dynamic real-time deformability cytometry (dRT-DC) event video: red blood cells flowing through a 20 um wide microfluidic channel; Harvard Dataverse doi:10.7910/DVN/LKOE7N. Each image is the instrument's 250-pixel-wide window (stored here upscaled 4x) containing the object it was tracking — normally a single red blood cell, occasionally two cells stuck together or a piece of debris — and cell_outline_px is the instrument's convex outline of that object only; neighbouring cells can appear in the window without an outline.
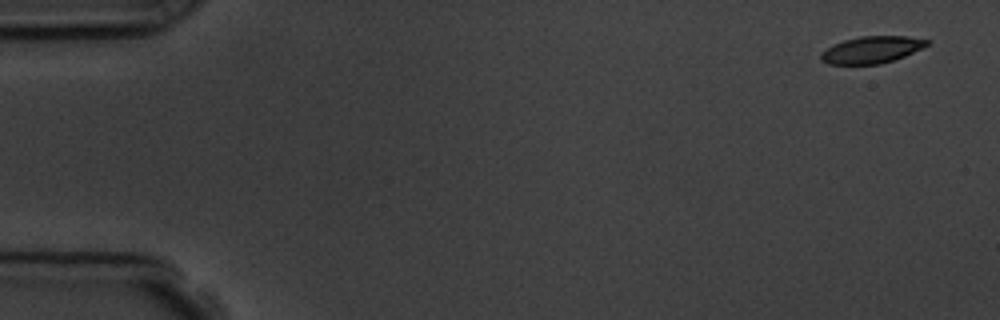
{"species": "common noctule bat (a hibernating species)", "species_latin": "Nyctalus noctula", "temperature_condition": "room temperature", "stored_images_in_passage": 5, "camera_frame_rate_fps": 3000, "um_per_image_px": 0.085, "animal": {"sex": "male", "body_mass_g": 19.5, "forearm_length_mm": 54.6}, "frame": {"image": 1, "passage_image": 1, "time_ms": 0.0, "image_size_px": [1000, 320], "cell_outline_px": [[932, 40], [928, 44], [904, 56], [880, 64], [828, 64], [820, 60], [820, 52], [844, 40], [860, 36], [908, 36]], "centroid_in_image_um": [74.08, 4.22], "position_along_channel_um": 10.9, "area_um2": 16.47}}
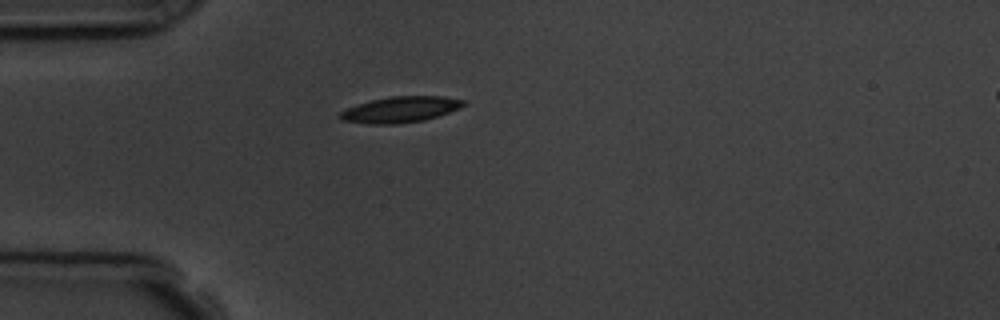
{"frame": {"image": 2, "passage_image": 4, "time_ms": 4.333, "image_size_px": [1000, 320], "cell_outline_px": [[464, 104], [460, 108], [424, 120], [396, 124], [368, 124], [344, 120], [336, 116], [340, 112], [356, 104], [372, 100], [392, 96], [444, 96], [464, 100]], "centroid_in_image_um": [34.01, 9.31], "position_along_channel_um": 51.0, "area_um2": 18.5}}